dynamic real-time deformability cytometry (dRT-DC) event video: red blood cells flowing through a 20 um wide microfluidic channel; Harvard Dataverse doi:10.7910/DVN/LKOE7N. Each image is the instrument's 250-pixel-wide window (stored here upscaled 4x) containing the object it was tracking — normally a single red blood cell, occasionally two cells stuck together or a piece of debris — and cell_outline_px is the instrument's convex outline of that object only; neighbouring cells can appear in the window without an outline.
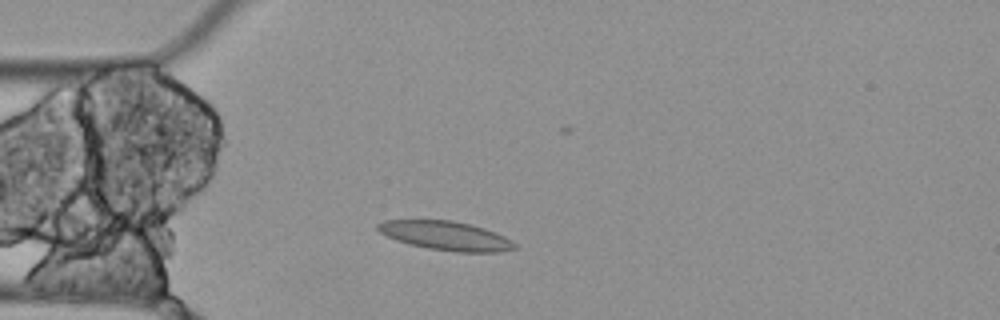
{"species": "Egyptian fruit bat (a non-hibernating species)", "species_latin": "Rousettus aegyptiacus", "temperature_condition": "cold", "stored_images_in_passage": 3, "camera_frame_rate_fps": 3000, "um_per_image_px": 0.085, "animal": {"sex": "female"}, "frame": {"image": 1, "passage_image": 3, "time_ms": 0.667, "image_size_px": [1000, 320], "cell_outline_px": [[520, 248], [500, 252], [456, 252], [428, 248], [396, 240], [380, 232], [376, 228], [376, 224], [384, 220], [452, 220], [484, 228], [496, 232], [512, 240]], "centroid_in_image_um": [37.94, 20.04], "position_along_channel_um": 47.1, "area_um2": 23.12}}